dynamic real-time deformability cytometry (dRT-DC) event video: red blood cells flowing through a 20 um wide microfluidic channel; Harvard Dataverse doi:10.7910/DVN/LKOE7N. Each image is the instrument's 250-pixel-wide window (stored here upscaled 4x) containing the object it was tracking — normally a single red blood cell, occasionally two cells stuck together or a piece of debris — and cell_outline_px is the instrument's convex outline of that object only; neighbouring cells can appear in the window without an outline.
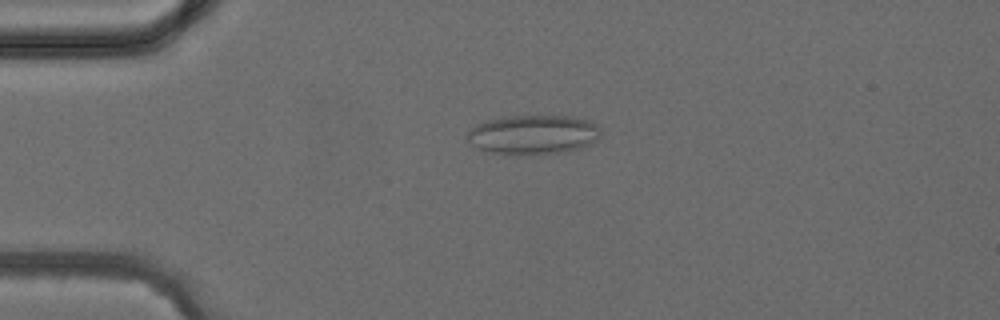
{"species": "common noctule bat (a hibernating species)", "species_latin": "Nyctalus noctula", "temperature_condition": "cold", "stored_images_in_passage": 5, "camera_frame_rate_fps": 3000, "um_per_image_px": 0.085, "animal": {"sex": "female", "body_mass_g": 24.6, "forearm_length_mm": 56.2}, "frame": {"image": 1, "passage_image": 4, "time_ms": 7.0, "image_size_px": [1000, 320], "cell_outline_px": [[600, 136], [596, 140], [580, 148], [564, 152], [532, 156], [508, 156], [488, 152], [464, 140], [464, 136], [476, 124], [488, 120], [512, 116], [576, 116], [588, 120], [596, 124], [600, 128]], "centroid_in_image_um": [45.29, 11.47], "position_along_channel_um": 39.7, "area_um2": 31.33}}